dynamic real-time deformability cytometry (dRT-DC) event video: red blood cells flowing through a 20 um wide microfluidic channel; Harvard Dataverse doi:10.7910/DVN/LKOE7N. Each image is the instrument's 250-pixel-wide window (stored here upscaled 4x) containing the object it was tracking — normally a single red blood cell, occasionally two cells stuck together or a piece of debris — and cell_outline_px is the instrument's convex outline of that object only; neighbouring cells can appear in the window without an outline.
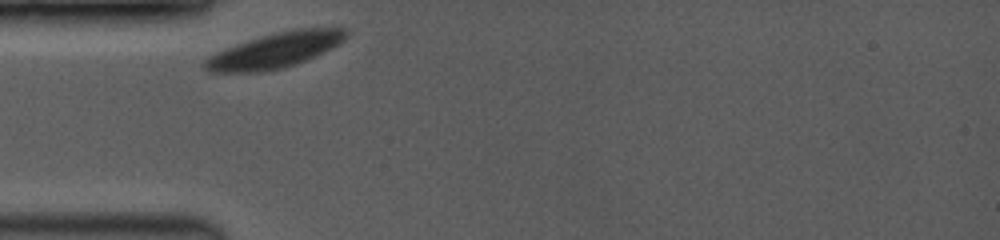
{"species": "common noctule bat (a hibernating species)", "species_latin": "Nyctalus noctula", "temperature_condition": "room temperature", "stored_images_in_passage": 40, "camera_frame_rate_fps": 3500, "um_per_image_px": 0.085, "animal": {"sex": "female", "body_mass_g": 19.0, "forearm_length_mm": 53.3}, "frame": {"image": 1, "passage_image": 1, "time_ms": 0.0, "image_size_px": [1000, 240], "cell_outline_px": [[348, 36], [340, 44], [316, 56], [296, 64], [284, 68], [260, 72], [208, 72], [200, 64], [208, 56], [216, 52], [248, 40], [260, 36], [292, 28], [348, 28]], "centroid_in_image_um": [23.39, 4.28], "position_along_channel_um": 61.6, "area_um2": 29.25}}
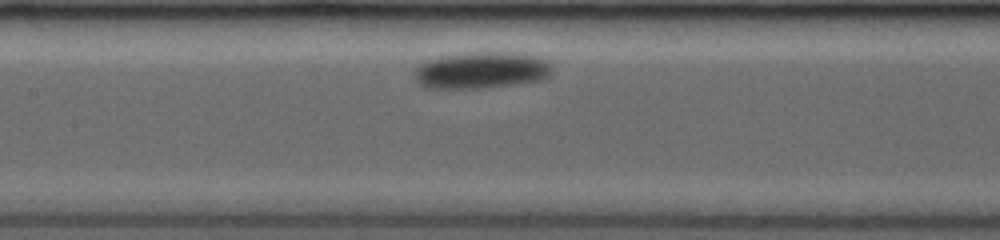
{"frame": {"image": 2, "passage_image": 16, "time_ms": 3.143, "image_size_px": [1000, 240], "cell_outline_px": [[552, 68], [548, 76], [540, 80], [520, 84], [480, 88], [424, 88], [416, 84], [412, 72], [424, 60], [440, 56], [464, 52], [520, 52], [540, 56], [548, 60], [552, 64]], "centroid_in_image_um": [40.89, 5.96], "position_along_channel_um": 166.5, "area_um2": 30.35}}
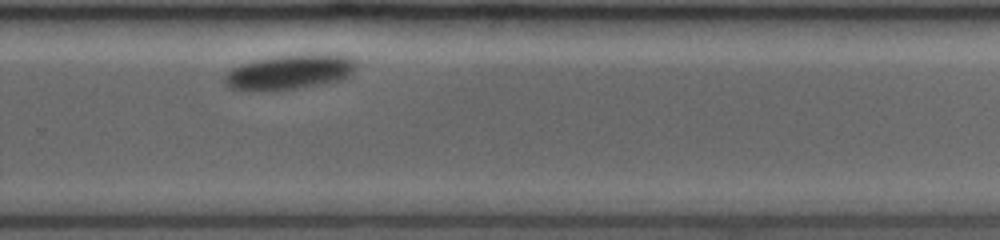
{"frame": {"image": 3, "passage_image": 40, "time_ms": 7.143, "image_size_px": [1000, 240], "cell_outline_px": [[356, 64], [352, 72], [344, 80], [296, 88], [260, 92], [228, 88], [224, 80], [224, 76], [232, 68], [256, 60], [276, 56], [332, 52], [348, 56]], "centroid_in_image_um": [24.64, 6.12], "position_along_channel_um": 305.2, "area_um2": 26.93}}